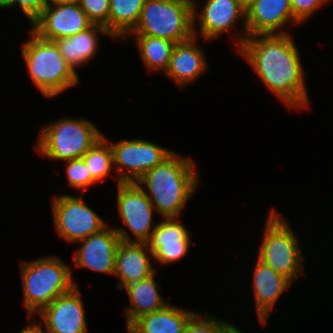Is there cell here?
<instances>
[{"instance_id":"cell-1","label":"cell","mask_w":333,"mask_h":333,"mask_svg":"<svg viewBox=\"0 0 333 333\" xmlns=\"http://www.w3.org/2000/svg\"><path fill=\"white\" fill-rule=\"evenodd\" d=\"M293 38L288 34L247 36L237 51L251 65L261 81L289 107L309 105L303 65Z\"/></svg>"},{"instance_id":"cell-2","label":"cell","mask_w":333,"mask_h":333,"mask_svg":"<svg viewBox=\"0 0 333 333\" xmlns=\"http://www.w3.org/2000/svg\"><path fill=\"white\" fill-rule=\"evenodd\" d=\"M194 168L192 159L181 158L173 152L136 183L143 189L160 216L178 218L199 186V175ZM144 185L148 190H145Z\"/></svg>"},{"instance_id":"cell-3","label":"cell","mask_w":333,"mask_h":333,"mask_svg":"<svg viewBox=\"0 0 333 333\" xmlns=\"http://www.w3.org/2000/svg\"><path fill=\"white\" fill-rule=\"evenodd\" d=\"M21 279L24 305L29 318L58 296L78 286L73 281L71 267L55 256L21 263Z\"/></svg>"},{"instance_id":"cell-4","label":"cell","mask_w":333,"mask_h":333,"mask_svg":"<svg viewBox=\"0 0 333 333\" xmlns=\"http://www.w3.org/2000/svg\"><path fill=\"white\" fill-rule=\"evenodd\" d=\"M30 40L21 48L28 74L47 98L79 84V75L68 65L54 41L40 38L32 30Z\"/></svg>"},{"instance_id":"cell-5","label":"cell","mask_w":333,"mask_h":333,"mask_svg":"<svg viewBox=\"0 0 333 333\" xmlns=\"http://www.w3.org/2000/svg\"><path fill=\"white\" fill-rule=\"evenodd\" d=\"M103 134L87 119L61 118L42 127L36 150L46 158L68 161L82 156Z\"/></svg>"},{"instance_id":"cell-6","label":"cell","mask_w":333,"mask_h":333,"mask_svg":"<svg viewBox=\"0 0 333 333\" xmlns=\"http://www.w3.org/2000/svg\"><path fill=\"white\" fill-rule=\"evenodd\" d=\"M258 259L292 282L302 276L304 255L298 237L286 218L274 209L269 211Z\"/></svg>"},{"instance_id":"cell-7","label":"cell","mask_w":333,"mask_h":333,"mask_svg":"<svg viewBox=\"0 0 333 333\" xmlns=\"http://www.w3.org/2000/svg\"><path fill=\"white\" fill-rule=\"evenodd\" d=\"M131 33L175 43L187 41L194 37L193 6L181 0H146Z\"/></svg>"},{"instance_id":"cell-8","label":"cell","mask_w":333,"mask_h":333,"mask_svg":"<svg viewBox=\"0 0 333 333\" xmlns=\"http://www.w3.org/2000/svg\"><path fill=\"white\" fill-rule=\"evenodd\" d=\"M117 207L119 217L134 238L122 227H114L121 241L146 243L157 224L153 221L155 211L151 201L137 183H117ZM154 222V224H153Z\"/></svg>"},{"instance_id":"cell-9","label":"cell","mask_w":333,"mask_h":333,"mask_svg":"<svg viewBox=\"0 0 333 333\" xmlns=\"http://www.w3.org/2000/svg\"><path fill=\"white\" fill-rule=\"evenodd\" d=\"M83 198L81 195H62L52 199L53 224L60 237L71 243L81 241L108 226Z\"/></svg>"},{"instance_id":"cell-10","label":"cell","mask_w":333,"mask_h":333,"mask_svg":"<svg viewBox=\"0 0 333 333\" xmlns=\"http://www.w3.org/2000/svg\"><path fill=\"white\" fill-rule=\"evenodd\" d=\"M117 183H136L145 173L162 163L173 151L143 139L120 140L110 144Z\"/></svg>"},{"instance_id":"cell-11","label":"cell","mask_w":333,"mask_h":333,"mask_svg":"<svg viewBox=\"0 0 333 333\" xmlns=\"http://www.w3.org/2000/svg\"><path fill=\"white\" fill-rule=\"evenodd\" d=\"M197 7V4L193 6V31L195 37L198 38V31L195 25L198 22L197 26H199L202 38L205 41H209L216 39L224 32L229 33L231 29L235 28L237 20L243 18L242 36L240 35L236 40L237 49L243 44L247 38L246 10L238 0H206L200 12L197 11ZM197 19L198 22H196Z\"/></svg>"},{"instance_id":"cell-12","label":"cell","mask_w":333,"mask_h":333,"mask_svg":"<svg viewBox=\"0 0 333 333\" xmlns=\"http://www.w3.org/2000/svg\"><path fill=\"white\" fill-rule=\"evenodd\" d=\"M92 24L76 2L47 5L40 17L32 24L31 30L44 40L55 41L59 38L71 37Z\"/></svg>"},{"instance_id":"cell-13","label":"cell","mask_w":333,"mask_h":333,"mask_svg":"<svg viewBox=\"0 0 333 333\" xmlns=\"http://www.w3.org/2000/svg\"><path fill=\"white\" fill-rule=\"evenodd\" d=\"M38 315L46 329L45 333H87L84 302L78 286L70 292L58 296L43 308Z\"/></svg>"},{"instance_id":"cell-14","label":"cell","mask_w":333,"mask_h":333,"mask_svg":"<svg viewBox=\"0 0 333 333\" xmlns=\"http://www.w3.org/2000/svg\"><path fill=\"white\" fill-rule=\"evenodd\" d=\"M78 242L82 244L75 251V266L114 276L116 252L121 242L114 227L109 229L108 225Z\"/></svg>"},{"instance_id":"cell-15","label":"cell","mask_w":333,"mask_h":333,"mask_svg":"<svg viewBox=\"0 0 333 333\" xmlns=\"http://www.w3.org/2000/svg\"><path fill=\"white\" fill-rule=\"evenodd\" d=\"M189 231L178 218H164L152 232L146 242L153 253V259L160 264L181 260L191 245Z\"/></svg>"},{"instance_id":"cell-16","label":"cell","mask_w":333,"mask_h":333,"mask_svg":"<svg viewBox=\"0 0 333 333\" xmlns=\"http://www.w3.org/2000/svg\"><path fill=\"white\" fill-rule=\"evenodd\" d=\"M289 22L300 24L293 16L290 0H255L246 9L247 36L286 34L283 29Z\"/></svg>"},{"instance_id":"cell-17","label":"cell","mask_w":333,"mask_h":333,"mask_svg":"<svg viewBox=\"0 0 333 333\" xmlns=\"http://www.w3.org/2000/svg\"><path fill=\"white\" fill-rule=\"evenodd\" d=\"M151 258H154L153 253L147 243L121 241L115 257L114 276L120 278L117 288L123 290L125 286L153 275L156 269L152 265Z\"/></svg>"},{"instance_id":"cell-18","label":"cell","mask_w":333,"mask_h":333,"mask_svg":"<svg viewBox=\"0 0 333 333\" xmlns=\"http://www.w3.org/2000/svg\"><path fill=\"white\" fill-rule=\"evenodd\" d=\"M197 37L176 43L171 53L169 65L164 74L183 89L207 71V61Z\"/></svg>"},{"instance_id":"cell-19","label":"cell","mask_w":333,"mask_h":333,"mask_svg":"<svg viewBox=\"0 0 333 333\" xmlns=\"http://www.w3.org/2000/svg\"><path fill=\"white\" fill-rule=\"evenodd\" d=\"M253 274L256 316L263 326L283 291L292 281L257 259Z\"/></svg>"},{"instance_id":"cell-20","label":"cell","mask_w":333,"mask_h":333,"mask_svg":"<svg viewBox=\"0 0 333 333\" xmlns=\"http://www.w3.org/2000/svg\"><path fill=\"white\" fill-rule=\"evenodd\" d=\"M100 33L112 37L104 26L92 24L71 37L59 38L54 42L68 65L76 72L77 67L88 63L95 56Z\"/></svg>"},{"instance_id":"cell-21","label":"cell","mask_w":333,"mask_h":333,"mask_svg":"<svg viewBox=\"0 0 333 333\" xmlns=\"http://www.w3.org/2000/svg\"><path fill=\"white\" fill-rule=\"evenodd\" d=\"M195 313L169 303L160 310L140 316L127 330L129 333H183Z\"/></svg>"},{"instance_id":"cell-22","label":"cell","mask_w":333,"mask_h":333,"mask_svg":"<svg viewBox=\"0 0 333 333\" xmlns=\"http://www.w3.org/2000/svg\"><path fill=\"white\" fill-rule=\"evenodd\" d=\"M156 272L142 279L140 282L125 286L123 289L128 294L130 306L125 307L127 328L140 316L153 313L162 309L170 302H166L160 296V291L155 282Z\"/></svg>"},{"instance_id":"cell-23","label":"cell","mask_w":333,"mask_h":333,"mask_svg":"<svg viewBox=\"0 0 333 333\" xmlns=\"http://www.w3.org/2000/svg\"><path fill=\"white\" fill-rule=\"evenodd\" d=\"M146 0H110L109 33L126 39L137 25Z\"/></svg>"},{"instance_id":"cell-24","label":"cell","mask_w":333,"mask_h":333,"mask_svg":"<svg viewBox=\"0 0 333 333\" xmlns=\"http://www.w3.org/2000/svg\"><path fill=\"white\" fill-rule=\"evenodd\" d=\"M135 36L140 59L145 67L150 72L151 70H161L164 73L169 65L171 53L176 43L153 36Z\"/></svg>"},{"instance_id":"cell-25","label":"cell","mask_w":333,"mask_h":333,"mask_svg":"<svg viewBox=\"0 0 333 333\" xmlns=\"http://www.w3.org/2000/svg\"><path fill=\"white\" fill-rule=\"evenodd\" d=\"M108 141L103 135L82 156L89 172L98 182L103 181L114 167L113 151Z\"/></svg>"},{"instance_id":"cell-26","label":"cell","mask_w":333,"mask_h":333,"mask_svg":"<svg viewBox=\"0 0 333 333\" xmlns=\"http://www.w3.org/2000/svg\"><path fill=\"white\" fill-rule=\"evenodd\" d=\"M66 178L74 188L86 190L98 181L91 175L83 158L66 161Z\"/></svg>"},{"instance_id":"cell-27","label":"cell","mask_w":333,"mask_h":333,"mask_svg":"<svg viewBox=\"0 0 333 333\" xmlns=\"http://www.w3.org/2000/svg\"><path fill=\"white\" fill-rule=\"evenodd\" d=\"M78 4L93 24L102 25L109 32L110 0H78Z\"/></svg>"},{"instance_id":"cell-28","label":"cell","mask_w":333,"mask_h":333,"mask_svg":"<svg viewBox=\"0 0 333 333\" xmlns=\"http://www.w3.org/2000/svg\"><path fill=\"white\" fill-rule=\"evenodd\" d=\"M204 317V318H203ZM224 320L215 319L214 316H203L195 313L184 327L183 333H223Z\"/></svg>"},{"instance_id":"cell-29","label":"cell","mask_w":333,"mask_h":333,"mask_svg":"<svg viewBox=\"0 0 333 333\" xmlns=\"http://www.w3.org/2000/svg\"><path fill=\"white\" fill-rule=\"evenodd\" d=\"M328 0H290L292 13L294 18L302 23L309 17H312L314 12L321 8Z\"/></svg>"},{"instance_id":"cell-30","label":"cell","mask_w":333,"mask_h":333,"mask_svg":"<svg viewBox=\"0 0 333 333\" xmlns=\"http://www.w3.org/2000/svg\"><path fill=\"white\" fill-rule=\"evenodd\" d=\"M15 5L21 8L23 14L33 24L42 14L43 9L47 6V2L46 0H9L8 9H11Z\"/></svg>"},{"instance_id":"cell-31","label":"cell","mask_w":333,"mask_h":333,"mask_svg":"<svg viewBox=\"0 0 333 333\" xmlns=\"http://www.w3.org/2000/svg\"><path fill=\"white\" fill-rule=\"evenodd\" d=\"M20 333H45L42 324L32 321L30 325L23 328Z\"/></svg>"},{"instance_id":"cell-32","label":"cell","mask_w":333,"mask_h":333,"mask_svg":"<svg viewBox=\"0 0 333 333\" xmlns=\"http://www.w3.org/2000/svg\"><path fill=\"white\" fill-rule=\"evenodd\" d=\"M223 333H244L241 329L233 325L232 323H227L224 320V332Z\"/></svg>"},{"instance_id":"cell-33","label":"cell","mask_w":333,"mask_h":333,"mask_svg":"<svg viewBox=\"0 0 333 333\" xmlns=\"http://www.w3.org/2000/svg\"><path fill=\"white\" fill-rule=\"evenodd\" d=\"M47 5H59V4H72L78 2V0H46Z\"/></svg>"},{"instance_id":"cell-34","label":"cell","mask_w":333,"mask_h":333,"mask_svg":"<svg viewBox=\"0 0 333 333\" xmlns=\"http://www.w3.org/2000/svg\"><path fill=\"white\" fill-rule=\"evenodd\" d=\"M255 0H238V2L243 6L246 10Z\"/></svg>"},{"instance_id":"cell-35","label":"cell","mask_w":333,"mask_h":333,"mask_svg":"<svg viewBox=\"0 0 333 333\" xmlns=\"http://www.w3.org/2000/svg\"><path fill=\"white\" fill-rule=\"evenodd\" d=\"M9 0H0V8L8 9Z\"/></svg>"},{"instance_id":"cell-36","label":"cell","mask_w":333,"mask_h":333,"mask_svg":"<svg viewBox=\"0 0 333 333\" xmlns=\"http://www.w3.org/2000/svg\"><path fill=\"white\" fill-rule=\"evenodd\" d=\"M181 1H184L188 4H190L191 6H194L197 2H195V0H181Z\"/></svg>"}]
</instances>
